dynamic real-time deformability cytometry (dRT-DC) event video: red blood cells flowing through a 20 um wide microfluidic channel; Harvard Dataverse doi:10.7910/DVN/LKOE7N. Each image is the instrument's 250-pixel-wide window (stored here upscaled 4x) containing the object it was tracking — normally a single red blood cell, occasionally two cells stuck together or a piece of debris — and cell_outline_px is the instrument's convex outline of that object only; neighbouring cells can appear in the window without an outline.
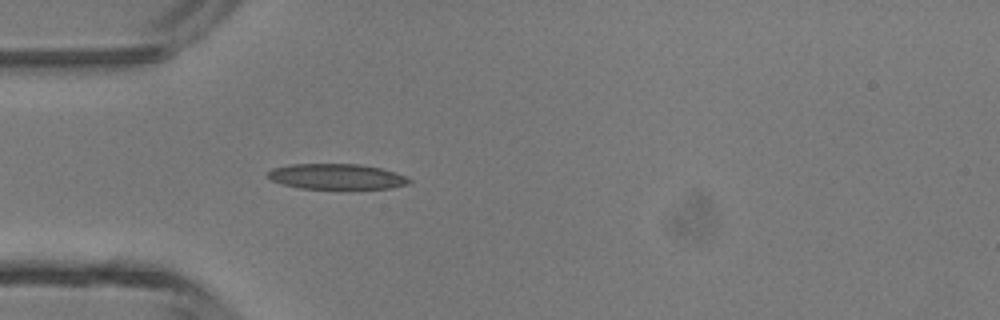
{"species": "common noctule bat (a hibernating species)", "species_latin": "Nyctalus noctula", "temperature_condition": "room temperature", "stored_images_in_passage": 33, "camera_frame_rate_fps": 3000, "um_per_image_px": 0.085, "animal": {"sex": "male", "body_mass_g": 13.3}, "frame": {"image": 1, "passage_image": 1, "time_ms": 0.0, "image_size_px": [1000, 320], "cell_outline_px": [[412, 180], [408, 184], [392, 188], [300, 188], [280, 184], [272, 180], [268, 176], [268, 172], [272, 168], [292, 164], [360, 164], [380, 168], [396, 172]], "centroid_in_image_um": [28.6, 15.0], "position_along_channel_um": 56.4, "area_um2": 20.81}}
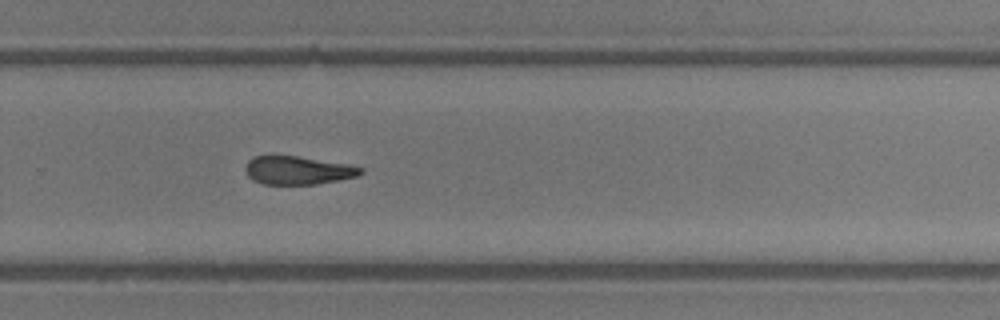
{"frame": {"image": 2, "passage_image": 18, "time_ms": 5.667, "image_size_px": [1000, 320], "cell_outline_px": [[364, 172], [356, 176], [316, 184], [264, 184], [252, 180], [248, 176], [244, 168], [248, 160], [252, 156], [296, 156], [344, 164], [364, 168]], "centroid_in_image_um": [25.25, 14.48], "position_along_channel_um": 304.5, "area_um2": 18.73}}
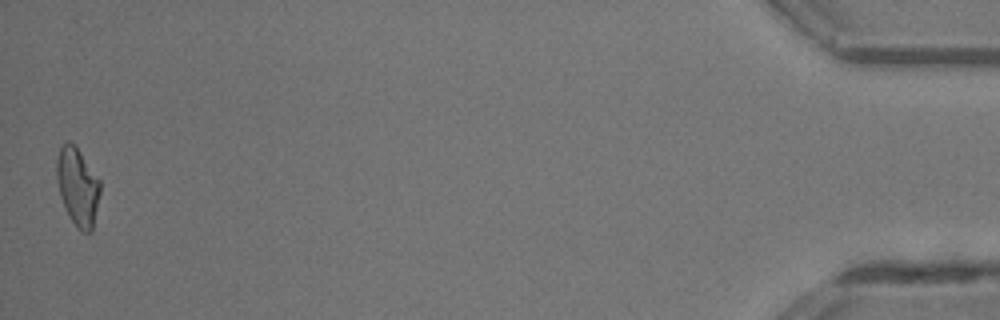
{"frame": {"image": 3, "passage_image": 33, "time_ms": 10.667, "image_size_px": [1000, 320], "cell_outline_px": [[100, 192], [92, 232], [80, 232], [76, 228], [60, 196], [56, 180], [56, 160], [60, 148], [68, 140], [76, 144], [100, 180]], "centroid_in_image_um": [6.6, 15.84], "position_along_channel_um": 428.6, "area_um2": 19.88}, "authors_computed_cell_mechanics": {"area_um2": 19.9988, "velocity_mm_per_s": 4.4488, "shape_relaxation_time_tau1_ms": 4.8354, "shape_relaxation_time_tau2_ms": 1.6172, "deformation_change_tau1": 0.1525, "deformation_change_tau2": 0.096}}